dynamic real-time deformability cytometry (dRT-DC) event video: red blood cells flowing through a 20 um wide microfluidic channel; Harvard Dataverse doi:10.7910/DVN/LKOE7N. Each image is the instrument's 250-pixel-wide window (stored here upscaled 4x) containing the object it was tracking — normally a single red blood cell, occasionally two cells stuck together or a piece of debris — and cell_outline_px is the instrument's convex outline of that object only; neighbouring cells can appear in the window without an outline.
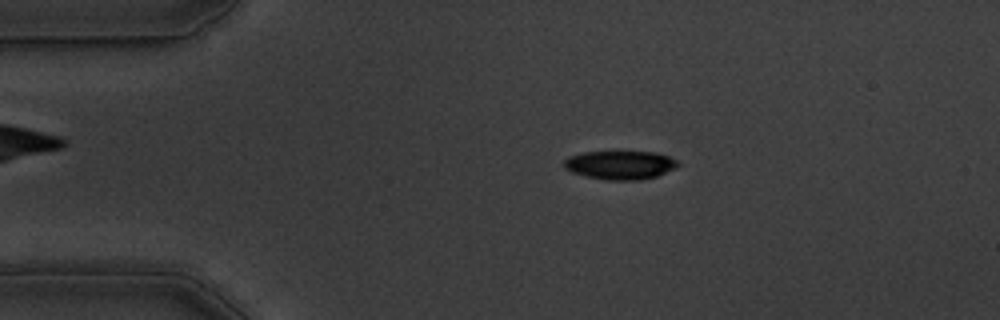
{"species": "common noctule bat (a hibernating species)", "species_latin": "Nyctalus noctula", "temperature_condition": "warm", "stored_images_in_passage": 52, "camera_frame_rate_fps": 3000, "um_per_image_px": 0.085, "animal": {"sex": "male", "body_mass_g": 19.5, "forearm_length_mm": 54.6}, "frame": {"image": 1, "passage_image": 8, "time_ms": 2.333, "image_size_px": [1000, 320], "cell_outline_px": [[680, 164], [676, 168], [656, 176], [640, 180], [608, 180], [588, 176], [572, 172], [564, 168], [564, 160], [568, 156], [584, 152], [656, 152], [668, 156], [676, 160]], "centroid_in_image_um": [52.72, 14.02], "position_along_channel_um": 32.3, "area_um2": 18.9}}
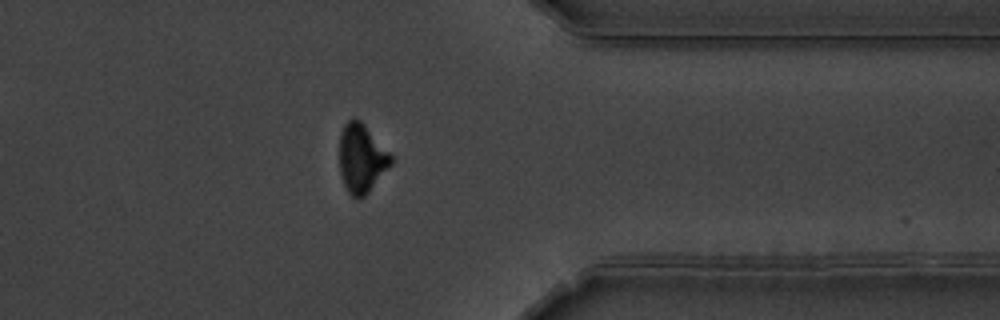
{"frame": {"image": 2, "passage_image": 41, "time_ms": 13.333, "image_size_px": [1000, 320], "cell_outline_px": [[392, 164], [368, 192], [360, 200], [356, 200], [348, 192], [344, 184], [340, 172], [340, 132], [344, 124], [352, 116], [360, 120], [364, 124], [392, 156]], "centroid_in_image_um": [30.71, 13.46], "position_along_channel_um": 380.7, "area_um2": 20.58}}
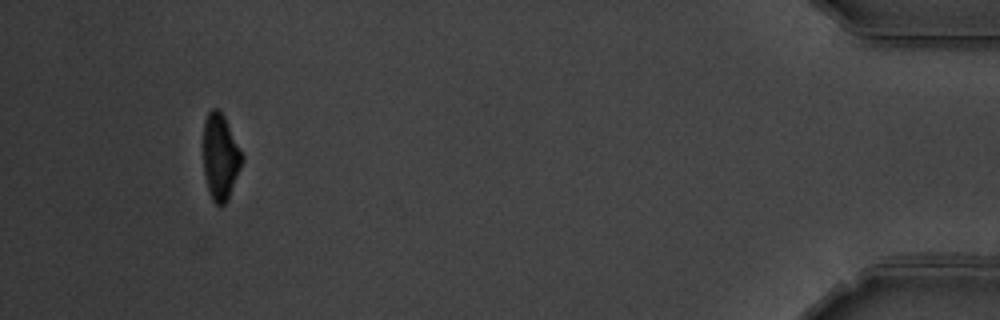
{"frame": {"image": 3, "passage_image": 49, "time_ms": 16.0, "image_size_px": [1000, 320], "cell_outline_px": [[244, 156], [240, 168], [228, 200], [224, 204], [216, 204], [212, 200], [208, 188], [204, 172], [204, 120], [208, 112], [212, 108], [216, 108], [224, 116]], "centroid_in_image_um": [18.73, 13.32], "position_along_channel_um": 416.5, "area_um2": 19.13}, "authors_computed_cell_mechanics": {"area_um2": 20.808, "velocity_mm_per_s": 3.6424, "shape_relaxation_time_tau1_ms": 3.6046, "shape_relaxation_time_tau2_ms": 3.3832, "deformation_change_tau1": 0.1501, "deformation_change_tau2": 0.0834}}